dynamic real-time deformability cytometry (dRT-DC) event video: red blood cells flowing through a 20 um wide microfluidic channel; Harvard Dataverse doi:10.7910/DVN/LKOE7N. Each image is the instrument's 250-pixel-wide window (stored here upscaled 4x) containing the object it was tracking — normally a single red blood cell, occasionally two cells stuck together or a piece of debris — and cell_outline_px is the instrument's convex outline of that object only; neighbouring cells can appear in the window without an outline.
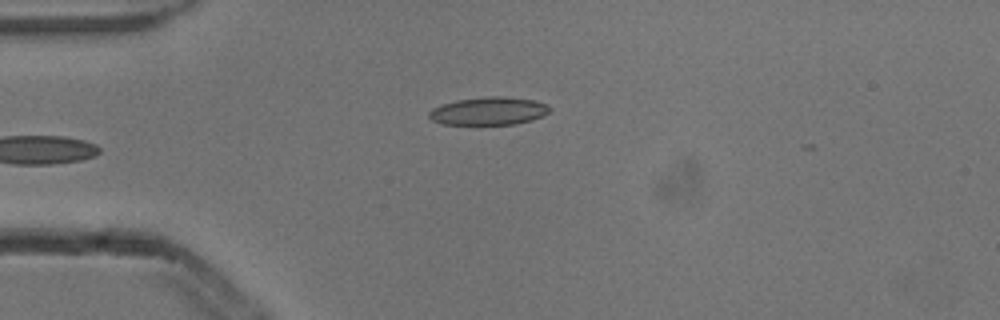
{"species": "common noctule bat (a hibernating species)", "species_latin": "Nyctalus noctula", "temperature_condition": "cold", "stored_images_in_passage": 5, "camera_frame_rate_fps": 3000, "um_per_image_px": 0.085, "animal": {"sex": "male", "body_mass_g": 13.3}, "frame": {"image": 1, "passage_image": 5, "time_ms": 1.333, "image_size_px": [1000, 320], "cell_outline_px": [[552, 108], [548, 112], [540, 116], [528, 120], [512, 124], [444, 124], [432, 120], [428, 116], [428, 112], [432, 108], [456, 100], [488, 96], [504, 96], [532, 100], [548, 104]], "centroid_in_image_um": [41.51, 9.42], "position_along_channel_um": 43.5, "area_um2": 19.36}}